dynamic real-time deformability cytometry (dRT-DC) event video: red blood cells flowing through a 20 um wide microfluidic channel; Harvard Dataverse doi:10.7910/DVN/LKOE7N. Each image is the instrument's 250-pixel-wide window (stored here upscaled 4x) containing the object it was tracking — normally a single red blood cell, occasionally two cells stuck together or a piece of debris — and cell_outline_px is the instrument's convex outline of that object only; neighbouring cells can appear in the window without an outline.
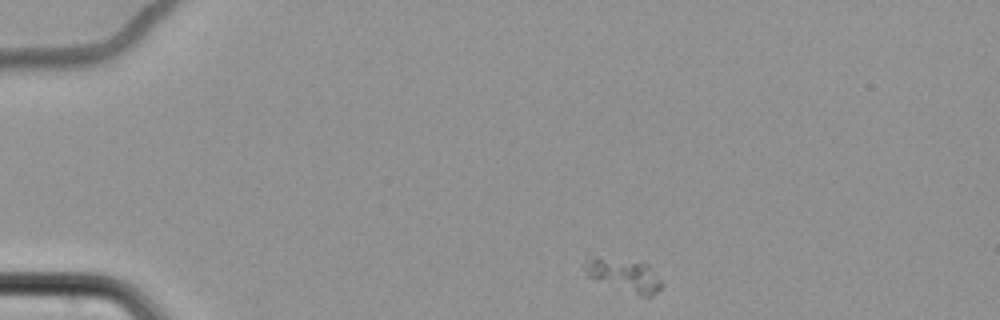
{"species": "common noctule bat (a hibernating species)", "species_latin": "Nyctalus noctula", "temperature_condition": "cold", "stored_images_in_passage": 52, "camera_frame_rate_fps": 3000, "um_per_image_px": 0.085, "animal": {"sex": "female", "body_mass_g": 22.7, "forearm_length_mm": 54.2}, "frame": {"image": 1, "passage_image": 1, "time_ms": 0.0, "image_size_px": [1000, 320], "cell_outline_px": [[664, 284], [652, 296], [640, 296], [588, 276], [584, 272], [584, 264], [592, 260], [600, 260], [648, 264]], "centroid_in_image_um": [53.16, 23.47], "position_along_channel_um": 31.8, "area_um2": 13.47}}
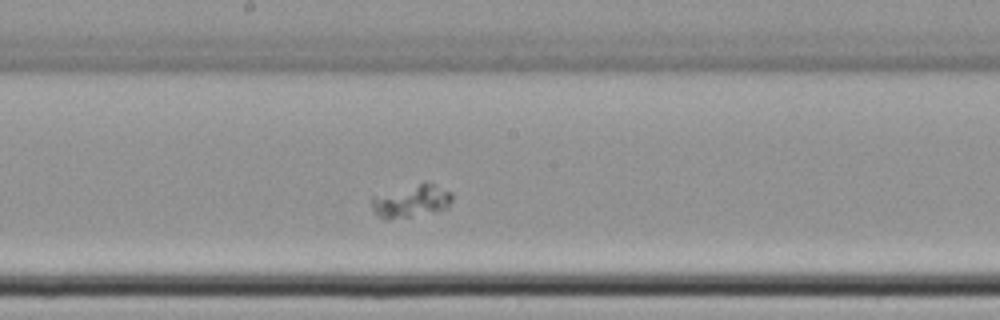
{"frame": {"image": 2, "passage_image": 24, "time_ms": 7.667, "image_size_px": [1000, 320], "cell_outline_px": [[452, 200], [448, 208], [436, 212], [388, 220], [384, 220], [376, 216], [372, 212], [372, 196], [424, 180], [452, 192]], "centroid_in_image_um": [34.95, 17.09], "position_along_channel_um": 213.3, "area_um2": 15.9}}
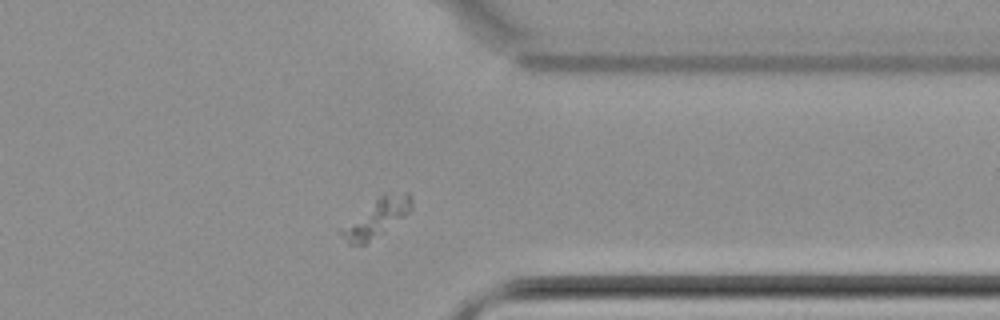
{"frame": {"image": 3, "passage_image": 39, "time_ms": 12.667, "image_size_px": [1000, 320], "cell_outline_px": [[412, 208], [404, 216], [364, 244], [348, 244], [340, 232], [340, 228], [380, 192], [408, 192], [412, 196]], "centroid_in_image_um": [32.01, 18.43], "position_along_channel_um": 379.4, "area_um2": 15.55}}